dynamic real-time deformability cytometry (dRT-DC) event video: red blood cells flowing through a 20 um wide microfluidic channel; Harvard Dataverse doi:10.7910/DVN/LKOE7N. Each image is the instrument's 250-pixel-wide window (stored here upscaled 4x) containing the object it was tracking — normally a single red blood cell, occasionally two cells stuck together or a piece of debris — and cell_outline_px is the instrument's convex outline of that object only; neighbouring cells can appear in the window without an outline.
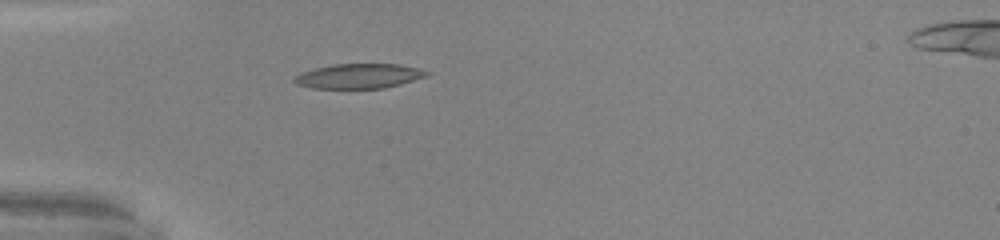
{"species": "common noctule bat (a hibernating species)", "species_latin": "Nyctalus noctula", "temperature_condition": "warm", "stored_images_in_passage": 35, "camera_frame_rate_fps": 3000, "um_per_image_px": 0.085, "animal": {"sex": "male", "body_mass_g": 20.0, "forearm_length_mm": 53.3}, "frame": {"image": 1, "passage_image": 1, "time_ms": 0.0, "image_size_px": [1000, 240], "cell_outline_px": [[432, 72], [428, 76], [400, 84], [384, 88], [308, 88], [296, 84], [292, 80], [300, 72], [332, 64], [400, 64], [420, 68]], "centroid_in_image_um": [30.53, 6.46], "position_along_channel_um": 54.5, "area_um2": 19.25}}
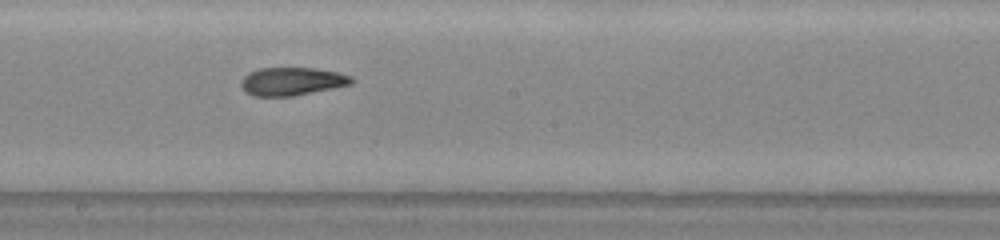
{"frame": {"image": 2, "passage_image": 14, "time_ms": 4.333, "image_size_px": [1000, 240], "cell_outline_px": [[352, 84], [292, 96], [252, 96], [244, 92], [240, 84], [240, 80], [248, 72], [260, 68], [316, 68], [336, 72], [352, 76]], "centroid_in_image_um": [24.75, 6.91], "position_along_channel_um": 223.4, "area_um2": 18.09}}
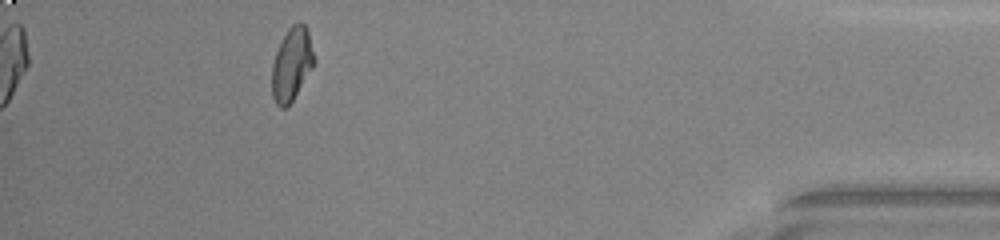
{"frame": {"image": 3, "passage_image": 31, "time_ms": 10.0, "image_size_px": [1000, 240], "cell_outline_px": [[316, 60], [312, 68], [292, 100], [284, 108], [280, 108], [276, 104], [272, 96], [272, 64], [276, 52], [288, 28], [296, 20], [300, 20], [304, 24], [308, 32]], "centroid_in_image_um": [24.8, 5.42], "position_along_channel_um": 410.4, "area_um2": 17.86}, "authors_computed_cell_mechanics": {"area_um2": 18.4382, "velocity_mm_per_s": 4.1793, "shape_relaxation_time_tau1_ms": 8.1913, "shape_relaxation_time_tau2_ms": 1.9976, "deformation_change_tau1": 0.2692, "deformation_change_tau2": 0.0843}}